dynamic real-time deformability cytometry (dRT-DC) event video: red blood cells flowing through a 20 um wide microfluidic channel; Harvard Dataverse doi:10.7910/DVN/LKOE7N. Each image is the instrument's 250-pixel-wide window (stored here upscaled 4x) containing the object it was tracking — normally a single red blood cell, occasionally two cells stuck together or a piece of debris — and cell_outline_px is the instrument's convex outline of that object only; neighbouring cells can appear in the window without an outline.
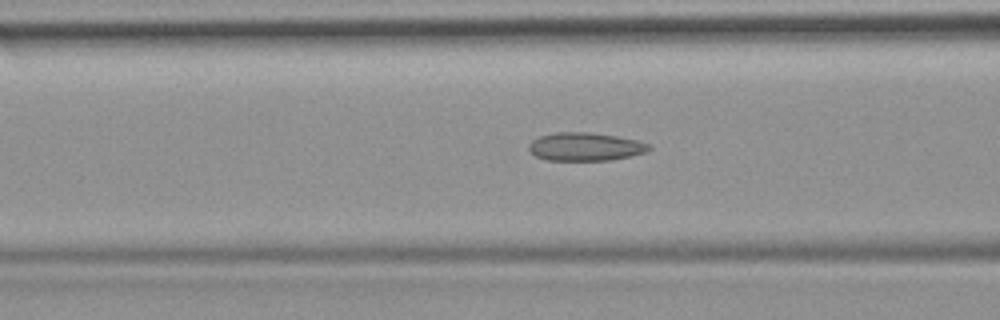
{"species": "common noctule bat (a hibernating species)", "species_latin": "Nyctalus noctula", "temperature_condition": "room temperature", "stored_images_in_passage": 45, "camera_frame_rate_fps": 3000, "um_per_image_px": 0.085, "animal": {"sex": "female", "body_mass_g": 19.9}, "frame": {"image": 1, "passage_image": 14, "time_ms": 4.333, "image_size_px": [1000, 320], "cell_outline_px": [[652, 148], [648, 152], [632, 156], [612, 160], [548, 160], [536, 156], [528, 148], [528, 144], [532, 140], [540, 136], [556, 132], [588, 132], [616, 136], [636, 140], [652, 144]], "centroid_in_image_um": [49.8, 12.47], "position_along_channel_um": 116.8, "area_um2": 19.88}, "authors_computed_cell_mechanics": {"area_um2": 19.0162, "velocity_mm_per_s": 3.9146, "shape_relaxation_time_tau1_ms": null, "shape_relaxation_time_tau2_ms": 3.8299, "deformation_change_tau1": null, "deformation_change_tau2": 0.1109}}